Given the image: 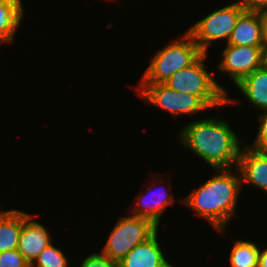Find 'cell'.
<instances>
[{
	"mask_svg": "<svg viewBox=\"0 0 267 267\" xmlns=\"http://www.w3.org/2000/svg\"><path fill=\"white\" fill-rule=\"evenodd\" d=\"M182 146L195 153L212 169L237 167L244 142L227 121L218 117L194 121L179 131ZM243 144V145H242Z\"/></svg>",
	"mask_w": 267,
	"mask_h": 267,
	"instance_id": "1",
	"label": "cell"
},
{
	"mask_svg": "<svg viewBox=\"0 0 267 267\" xmlns=\"http://www.w3.org/2000/svg\"><path fill=\"white\" fill-rule=\"evenodd\" d=\"M216 169L217 175L201 184L180 202L204 217L219 232H224L226 224L237 213L236 205L240 189L241 175L237 167Z\"/></svg>",
	"mask_w": 267,
	"mask_h": 267,
	"instance_id": "2",
	"label": "cell"
},
{
	"mask_svg": "<svg viewBox=\"0 0 267 267\" xmlns=\"http://www.w3.org/2000/svg\"><path fill=\"white\" fill-rule=\"evenodd\" d=\"M207 54L203 53L189 67L174 73L164 84L170 89L197 95L210 109L237 103L205 68Z\"/></svg>",
	"mask_w": 267,
	"mask_h": 267,
	"instance_id": "3",
	"label": "cell"
},
{
	"mask_svg": "<svg viewBox=\"0 0 267 267\" xmlns=\"http://www.w3.org/2000/svg\"><path fill=\"white\" fill-rule=\"evenodd\" d=\"M182 36L152 57L140 84H164L174 73L189 67L203 54L188 32Z\"/></svg>",
	"mask_w": 267,
	"mask_h": 267,
	"instance_id": "4",
	"label": "cell"
},
{
	"mask_svg": "<svg viewBox=\"0 0 267 267\" xmlns=\"http://www.w3.org/2000/svg\"><path fill=\"white\" fill-rule=\"evenodd\" d=\"M112 229L101 254L118 263L159 230L151 221L133 215L121 217Z\"/></svg>",
	"mask_w": 267,
	"mask_h": 267,
	"instance_id": "5",
	"label": "cell"
},
{
	"mask_svg": "<svg viewBox=\"0 0 267 267\" xmlns=\"http://www.w3.org/2000/svg\"><path fill=\"white\" fill-rule=\"evenodd\" d=\"M244 11L245 9L235 0L234 3L209 13L193 24L187 32L199 49L207 53L212 41L225 39L226 43L228 42L238 18Z\"/></svg>",
	"mask_w": 267,
	"mask_h": 267,
	"instance_id": "6",
	"label": "cell"
},
{
	"mask_svg": "<svg viewBox=\"0 0 267 267\" xmlns=\"http://www.w3.org/2000/svg\"><path fill=\"white\" fill-rule=\"evenodd\" d=\"M133 88L148 104L160 107L174 117L210 109L197 95L170 89L165 84H140Z\"/></svg>",
	"mask_w": 267,
	"mask_h": 267,
	"instance_id": "7",
	"label": "cell"
},
{
	"mask_svg": "<svg viewBox=\"0 0 267 267\" xmlns=\"http://www.w3.org/2000/svg\"><path fill=\"white\" fill-rule=\"evenodd\" d=\"M262 46H237L226 44L222 51L219 70L231 77L237 85L257 68L261 67Z\"/></svg>",
	"mask_w": 267,
	"mask_h": 267,
	"instance_id": "8",
	"label": "cell"
},
{
	"mask_svg": "<svg viewBox=\"0 0 267 267\" xmlns=\"http://www.w3.org/2000/svg\"><path fill=\"white\" fill-rule=\"evenodd\" d=\"M38 214H30L22 224L18 250L31 264L51 241V234L40 223L33 221Z\"/></svg>",
	"mask_w": 267,
	"mask_h": 267,
	"instance_id": "9",
	"label": "cell"
},
{
	"mask_svg": "<svg viewBox=\"0 0 267 267\" xmlns=\"http://www.w3.org/2000/svg\"><path fill=\"white\" fill-rule=\"evenodd\" d=\"M237 168L242 182L267 193V153L256 151L248 145L243 146Z\"/></svg>",
	"mask_w": 267,
	"mask_h": 267,
	"instance_id": "10",
	"label": "cell"
},
{
	"mask_svg": "<svg viewBox=\"0 0 267 267\" xmlns=\"http://www.w3.org/2000/svg\"><path fill=\"white\" fill-rule=\"evenodd\" d=\"M153 187H155L153 191L154 193L152 192ZM156 187V185L149 186L147 193L145 192V194L136 197V204L135 207H133L134 209H132L131 215L147 219L158 227L164 211H166V208H168L169 204H173L172 202L174 200V196L171 193L169 194V190L166 194L163 186H158L157 189ZM150 193L153 194L150 195Z\"/></svg>",
	"mask_w": 267,
	"mask_h": 267,
	"instance_id": "11",
	"label": "cell"
},
{
	"mask_svg": "<svg viewBox=\"0 0 267 267\" xmlns=\"http://www.w3.org/2000/svg\"><path fill=\"white\" fill-rule=\"evenodd\" d=\"M158 243V231L147 241L138 244L119 263V267H174L165 259Z\"/></svg>",
	"mask_w": 267,
	"mask_h": 267,
	"instance_id": "12",
	"label": "cell"
},
{
	"mask_svg": "<svg viewBox=\"0 0 267 267\" xmlns=\"http://www.w3.org/2000/svg\"><path fill=\"white\" fill-rule=\"evenodd\" d=\"M226 44L262 46V24L255 11H244L237 20Z\"/></svg>",
	"mask_w": 267,
	"mask_h": 267,
	"instance_id": "13",
	"label": "cell"
},
{
	"mask_svg": "<svg viewBox=\"0 0 267 267\" xmlns=\"http://www.w3.org/2000/svg\"><path fill=\"white\" fill-rule=\"evenodd\" d=\"M30 214L20 210L0 212V252L18 248L22 224Z\"/></svg>",
	"mask_w": 267,
	"mask_h": 267,
	"instance_id": "14",
	"label": "cell"
},
{
	"mask_svg": "<svg viewBox=\"0 0 267 267\" xmlns=\"http://www.w3.org/2000/svg\"><path fill=\"white\" fill-rule=\"evenodd\" d=\"M241 94L256 108L267 110V70L259 67L237 85Z\"/></svg>",
	"mask_w": 267,
	"mask_h": 267,
	"instance_id": "15",
	"label": "cell"
},
{
	"mask_svg": "<svg viewBox=\"0 0 267 267\" xmlns=\"http://www.w3.org/2000/svg\"><path fill=\"white\" fill-rule=\"evenodd\" d=\"M22 0H0V44L13 43L24 16Z\"/></svg>",
	"mask_w": 267,
	"mask_h": 267,
	"instance_id": "16",
	"label": "cell"
},
{
	"mask_svg": "<svg viewBox=\"0 0 267 267\" xmlns=\"http://www.w3.org/2000/svg\"><path fill=\"white\" fill-rule=\"evenodd\" d=\"M260 248L254 242L235 241L229 255L231 267H258Z\"/></svg>",
	"mask_w": 267,
	"mask_h": 267,
	"instance_id": "17",
	"label": "cell"
},
{
	"mask_svg": "<svg viewBox=\"0 0 267 267\" xmlns=\"http://www.w3.org/2000/svg\"><path fill=\"white\" fill-rule=\"evenodd\" d=\"M67 256L61 249L52 245L47 246L30 264V267H68Z\"/></svg>",
	"mask_w": 267,
	"mask_h": 267,
	"instance_id": "18",
	"label": "cell"
},
{
	"mask_svg": "<svg viewBox=\"0 0 267 267\" xmlns=\"http://www.w3.org/2000/svg\"><path fill=\"white\" fill-rule=\"evenodd\" d=\"M258 115L260 125L256 132L257 135L253 144L248 146L256 151L267 153V110Z\"/></svg>",
	"mask_w": 267,
	"mask_h": 267,
	"instance_id": "19",
	"label": "cell"
},
{
	"mask_svg": "<svg viewBox=\"0 0 267 267\" xmlns=\"http://www.w3.org/2000/svg\"><path fill=\"white\" fill-rule=\"evenodd\" d=\"M0 267H30V264L18 249H12L0 252Z\"/></svg>",
	"mask_w": 267,
	"mask_h": 267,
	"instance_id": "20",
	"label": "cell"
},
{
	"mask_svg": "<svg viewBox=\"0 0 267 267\" xmlns=\"http://www.w3.org/2000/svg\"><path fill=\"white\" fill-rule=\"evenodd\" d=\"M80 267H119V265L101 253H92L82 260Z\"/></svg>",
	"mask_w": 267,
	"mask_h": 267,
	"instance_id": "21",
	"label": "cell"
},
{
	"mask_svg": "<svg viewBox=\"0 0 267 267\" xmlns=\"http://www.w3.org/2000/svg\"><path fill=\"white\" fill-rule=\"evenodd\" d=\"M245 11H259L267 8V0H240L237 1Z\"/></svg>",
	"mask_w": 267,
	"mask_h": 267,
	"instance_id": "22",
	"label": "cell"
},
{
	"mask_svg": "<svg viewBox=\"0 0 267 267\" xmlns=\"http://www.w3.org/2000/svg\"><path fill=\"white\" fill-rule=\"evenodd\" d=\"M262 24V47H267V8L257 11Z\"/></svg>",
	"mask_w": 267,
	"mask_h": 267,
	"instance_id": "23",
	"label": "cell"
},
{
	"mask_svg": "<svg viewBox=\"0 0 267 267\" xmlns=\"http://www.w3.org/2000/svg\"><path fill=\"white\" fill-rule=\"evenodd\" d=\"M258 267H267V248L259 252Z\"/></svg>",
	"mask_w": 267,
	"mask_h": 267,
	"instance_id": "24",
	"label": "cell"
},
{
	"mask_svg": "<svg viewBox=\"0 0 267 267\" xmlns=\"http://www.w3.org/2000/svg\"><path fill=\"white\" fill-rule=\"evenodd\" d=\"M261 67L267 70V47L261 48Z\"/></svg>",
	"mask_w": 267,
	"mask_h": 267,
	"instance_id": "25",
	"label": "cell"
}]
</instances>
